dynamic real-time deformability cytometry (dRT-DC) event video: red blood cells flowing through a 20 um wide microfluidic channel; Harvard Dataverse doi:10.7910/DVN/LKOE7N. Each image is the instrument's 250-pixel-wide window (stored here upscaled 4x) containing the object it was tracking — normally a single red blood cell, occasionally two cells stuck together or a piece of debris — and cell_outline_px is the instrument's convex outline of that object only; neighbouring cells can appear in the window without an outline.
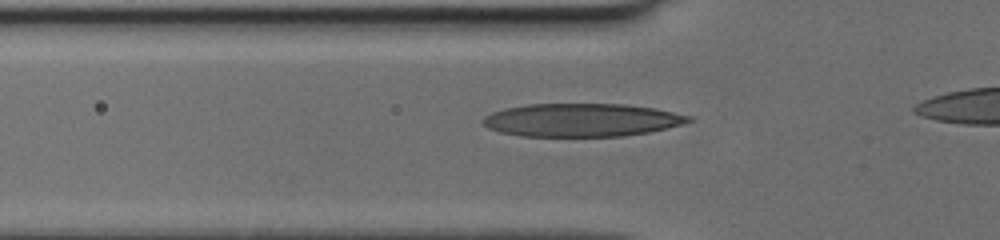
{"species": "human", "species_latin": "Homo sapiens", "temperature_condition": "cold", "stored_images_in_passage": 28, "camera_frame_rate_fps": 3000, "um_per_image_px": 0.085, "donor": {"sex": "female"}, "frame": {"image": 1, "passage_image": 3, "time_ms": 0.667, "image_size_px": [1000, 240], "cell_outline_px": [[692, 120], [680, 124], [648, 132], [624, 136], [520, 136], [500, 132], [488, 128], [480, 120], [484, 116], [492, 112], [504, 108], [528, 104], [624, 104], [656, 108], [692, 116]], "centroid_in_image_um": [49.4, 10.19], "position_along_channel_um": 76.4, "area_um2": 39.71}}
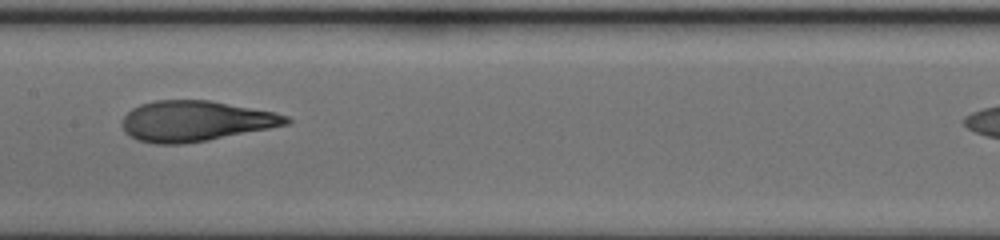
{"frame": {"image": 2, "passage_image": 11, "time_ms": 3.333, "image_size_px": [1000, 240], "cell_outline_px": [[292, 120], [288, 124], [208, 140], [184, 144], [152, 144], [136, 140], [124, 132], [120, 124], [124, 116], [132, 108], [140, 104], [156, 100], [208, 100], [276, 112], [288, 116]], "centroid_in_image_um": [16.57, 10.29], "position_along_channel_um": 190.8, "area_um2": 38.84}}
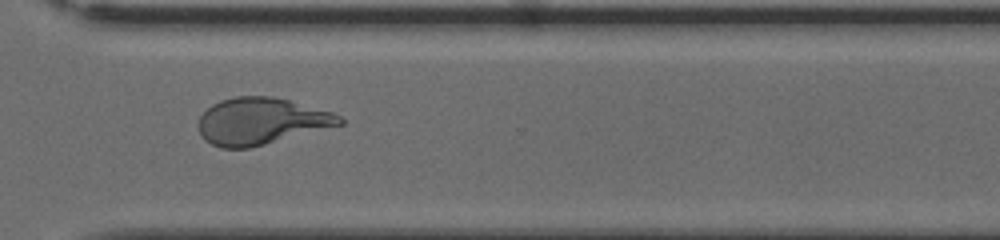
{"frame": {"image": 3, "passage_image": 22, "time_ms": 7.0, "image_size_px": [1000, 240], "cell_outline_px": [[344, 124], [248, 148], [220, 148], [204, 140], [200, 132], [200, 116], [212, 104], [220, 100], [236, 96], [272, 96], [288, 100], [332, 112], [340, 116], [344, 120]], "centroid_in_image_um": [22.19, 10.3], "position_along_channel_um": 348.4, "area_um2": 38.09}}